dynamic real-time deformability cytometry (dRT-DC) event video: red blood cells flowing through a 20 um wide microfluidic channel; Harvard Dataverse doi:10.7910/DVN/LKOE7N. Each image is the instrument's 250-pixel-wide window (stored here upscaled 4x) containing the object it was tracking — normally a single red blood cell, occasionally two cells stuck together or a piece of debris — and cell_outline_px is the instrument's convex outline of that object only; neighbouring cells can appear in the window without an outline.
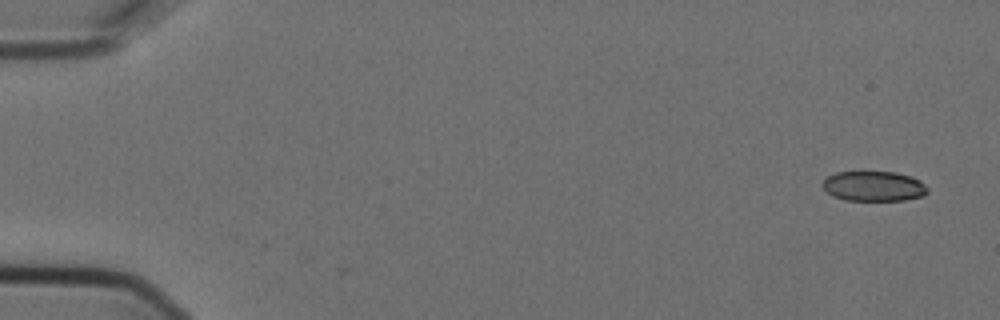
{"species": "Egyptian fruit bat (a non-hibernating species)", "species_latin": "Rousettus aegyptiacus", "temperature_condition": "cold", "stored_images_in_passage": 3, "camera_frame_rate_fps": 3000, "um_per_image_px": 0.085, "animal": {"sex": "female"}, "frame": {"image": 1, "passage_image": 1, "time_ms": 0.0, "image_size_px": [1000, 320], "cell_outline_px": [[928, 192], [924, 196], [904, 200], [844, 200], [832, 196], [820, 184], [828, 176], [836, 172], [896, 172], [912, 176], [920, 180], [928, 188]], "centroid_in_image_um": [74.28, 15.82], "position_along_channel_um": 10.7, "area_um2": 18.5}}
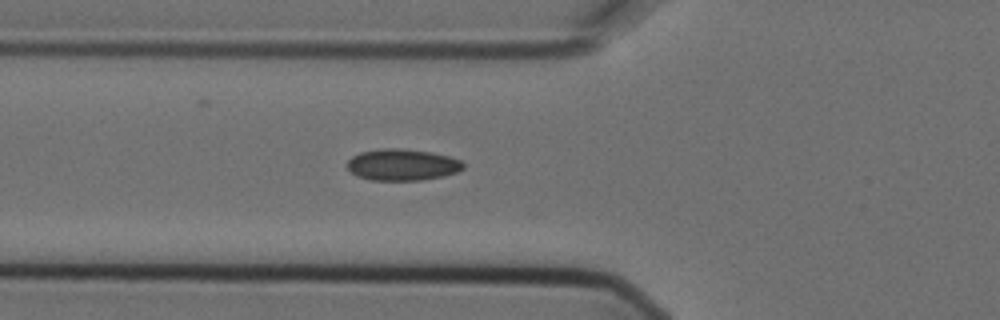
{"frame": {"image": 2, "passage_image": 3, "time_ms": 0.667, "image_size_px": [1000, 320], "cell_outline_px": [[464, 168], [456, 172], [444, 176], [420, 180], [372, 180], [356, 176], [348, 168], [348, 160], [352, 156], [360, 152], [384, 148], [400, 148], [432, 152], [448, 156], [460, 160], [464, 164]], "centroid_in_image_um": [34.2, 14.0], "position_along_channel_um": 91.6, "area_um2": 21.27}}